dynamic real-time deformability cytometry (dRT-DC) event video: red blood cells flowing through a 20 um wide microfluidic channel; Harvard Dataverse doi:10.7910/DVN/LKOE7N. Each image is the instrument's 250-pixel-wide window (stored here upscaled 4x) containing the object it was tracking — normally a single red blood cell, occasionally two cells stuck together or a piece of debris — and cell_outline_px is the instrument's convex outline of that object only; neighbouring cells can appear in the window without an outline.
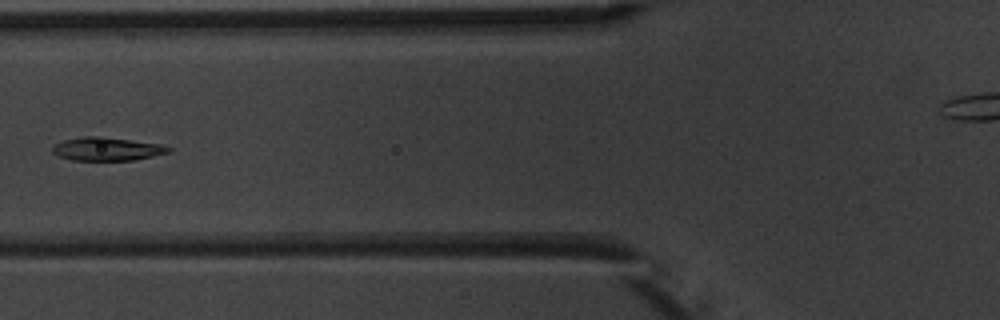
{"species": "common noctule bat (a hibernating species)", "species_latin": "Nyctalus noctula", "temperature_condition": "warm", "stored_images_in_passage": 7, "segment_of_instrument_passage": [1, 2], "camera_frame_rate_fps": 3000, "um_per_image_px": 0.085, "animal": {"sex": "male", "body_mass_g": 20.1, "forearm_length_mm": 53.5}, "frame": {"image": 1, "passage_image": 6, "time_ms": 6.0, "image_size_px": [1000, 320], "cell_outline_px": [[172, 148], [168, 152], [152, 156], [132, 160], [72, 160], [60, 156], [52, 152], [52, 148], [56, 144], [64, 140], [80, 136], [104, 136], [164, 144]], "centroid_in_image_um": [9.11, 12.64], "position_along_channel_um": 116.7, "area_um2": 15.84}}